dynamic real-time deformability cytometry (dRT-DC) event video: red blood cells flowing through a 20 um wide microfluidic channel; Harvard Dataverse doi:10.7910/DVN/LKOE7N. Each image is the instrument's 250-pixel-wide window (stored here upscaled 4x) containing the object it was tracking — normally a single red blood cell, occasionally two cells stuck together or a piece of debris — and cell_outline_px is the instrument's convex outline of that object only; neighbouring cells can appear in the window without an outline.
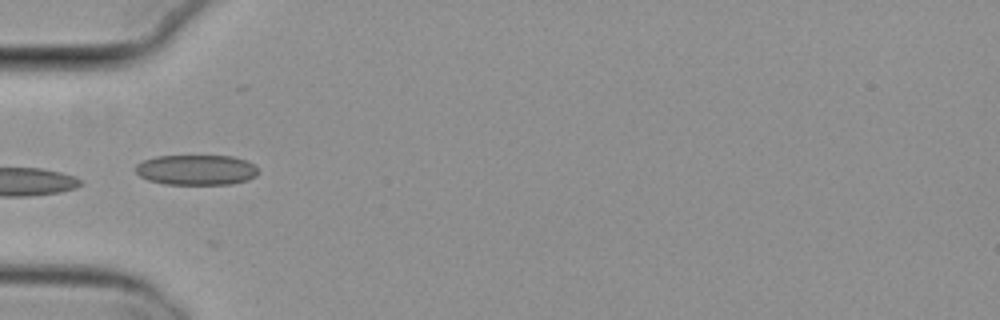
{"species": "common noctule bat (a hibernating species)", "species_latin": "Nyctalus noctula", "temperature_condition": "cold", "stored_images_in_passage": 8, "camera_frame_rate_fps": 3000, "um_per_image_px": 0.085, "animal": {"sex": "female", "body_mass_g": 29.2, "forearm_length_mm": 56.3}, "frame": {"image": 1, "passage_image": 5, "time_ms": 1.333, "image_size_px": [1000, 320], "cell_outline_px": [[256, 176], [248, 180], [232, 184], [164, 184], [148, 180], [140, 176], [136, 172], [136, 164], [144, 160], [156, 156], [232, 156], [248, 160], [256, 168]], "centroid_in_image_um": [16.68, 14.44], "position_along_channel_um": 68.3, "area_um2": 21.62}}
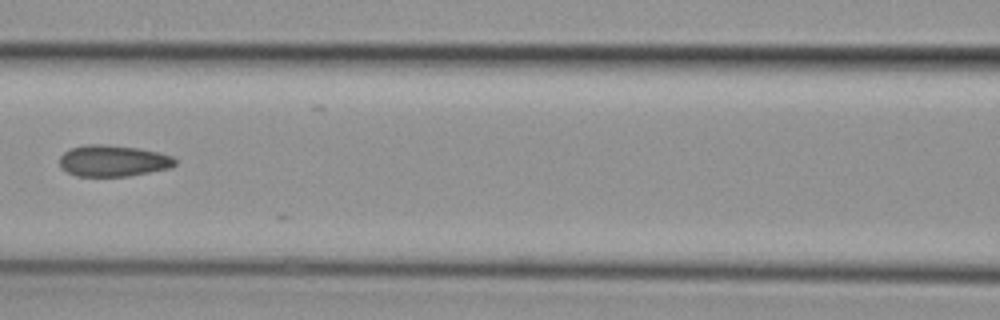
{"frame": {"image": 2, "passage_image": 7, "time_ms": 2.0, "image_size_px": [1000, 320], "cell_outline_px": [[176, 164], [172, 168], [128, 176], [76, 176], [60, 168], [60, 156], [64, 152], [72, 148], [84, 144], [100, 144], [140, 148], [160, 152], [172, 156], [176, 160]], "centroid_in_image_um": [9.63, 13.67], "position_along_channel_um": 157.0, "area_um2": 21.27}}
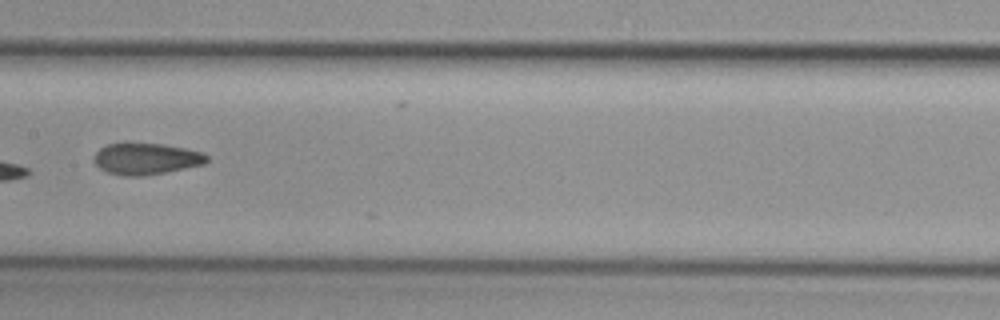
{"frame": {"image": 3, "passage_image": 8, "time_ms": 2.333, "image_size_px": [1000, 320], "cell_outline_px": [[208, 160], [204, 164], [144, 176], [120, 176], [108, 172], [100, 168], [96, 164], [96, 152], [100, 148], [108, 144], [124, 140], [128, 140], [164, 144], [184, 148], [200, 152], [208, 156]], "centroid_in_image_um": [12.38, 13.45], "position_along_channel_um": 195.0, "area_um2": 21.1}}